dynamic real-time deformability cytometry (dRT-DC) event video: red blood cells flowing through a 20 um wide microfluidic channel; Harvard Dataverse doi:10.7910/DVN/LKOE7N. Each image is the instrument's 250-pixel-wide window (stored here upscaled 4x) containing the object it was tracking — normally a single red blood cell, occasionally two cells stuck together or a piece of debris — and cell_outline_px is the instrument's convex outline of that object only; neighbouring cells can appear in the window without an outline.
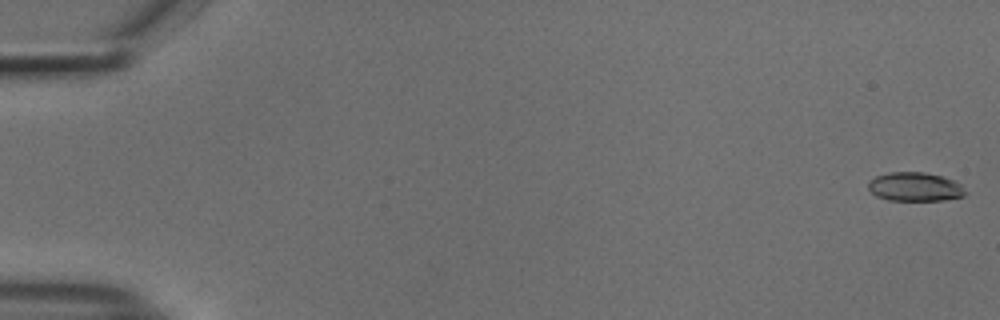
{"species": "common noctule bat (a hibernating species)", "species_latin": "Nyctalus noctula", "temperature_condition": "cold", "stored_images_in_passage": 10, "segment_of_instrument_passage": [1, 2], "camera_frame_rate_fps": 3000, "um_per_image_px": 0.085, "animal": {"sex": "male", "body_mass_g": 18.8}, "frame": {"image": 1, "passage_image": 1, "time_ms": 0.0, "image_size_px": [1000, 320], "cell_outline_px": [[968, 192], [964, 196], [944, 200], [888, 200], [876, 196], [868, 188], [868, 180], [876, 176], [888, 172], [924, 172], [956, 180]], "centroid_in_image_um": [77.78, 15.87], "position_along_channel_um": 7.2, "area_um2": 16.47}}